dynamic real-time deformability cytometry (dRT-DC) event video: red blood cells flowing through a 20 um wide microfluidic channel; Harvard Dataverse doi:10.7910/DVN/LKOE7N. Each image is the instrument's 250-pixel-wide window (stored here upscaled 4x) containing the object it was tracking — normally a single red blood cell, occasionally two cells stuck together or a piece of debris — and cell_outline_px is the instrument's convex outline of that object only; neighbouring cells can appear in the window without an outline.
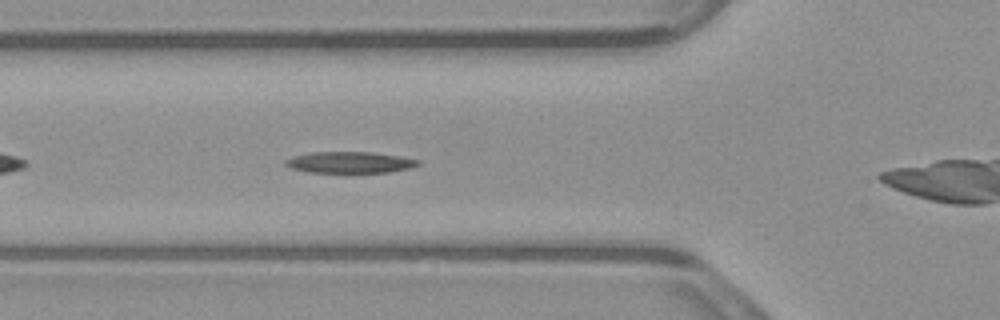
{"species": "common noctule bat (a hibernating species)", "species_latin": "Nyctalus noctula", "temperature_condition": "warm", "stored_images_in_passage": 41, "camera_frame_rate_fps": 3000, "um_per_image_px": 0.085, "animal": {"sex": "male", "body_mass_g": 23.1, "forearm_length_mm": 52.7}, "frame": {"image": 1, "passage_image": 6, "time_ms": 1.667, "image_size_px": [1000, 320], "cell_outline_px": [[420, 164], [412, 168], [388, 172], [308, 172], [292, 168], [284, 164], [284, 160], [292, 156], [312, 152], [372, 152], [400, 156], [420, 160]], "centroid_in_image_um": [29.74, 13.79], "position_along_channel_um": 96.1, "area_um2": 16.47}}
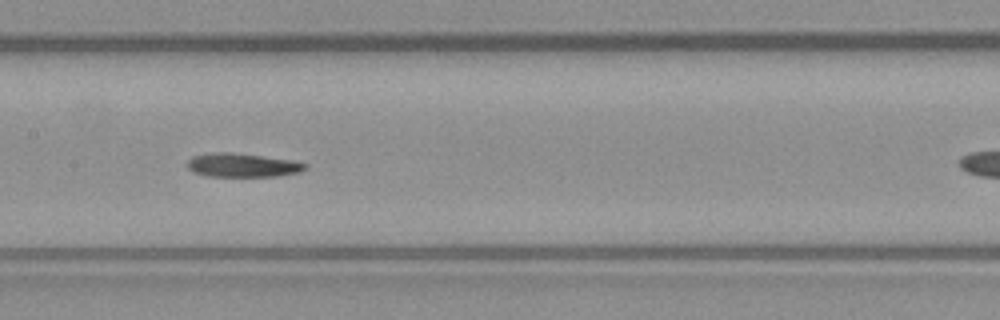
{"frame": {"image": 2, "passage_image": 13, "time_ms": 4.0, "image_size_px": [1000, 320], "cell_outline_px": [[308, 168], [296, 172], [276, 176], [208, 176], [192, 172], [188, 168], [188, 160], [192, 156], [216, 152], [228, 152], [292, 160], [308, 164]], "centroid_in_image_um": [20.58, 14.04], "position_along_channel_um": 186.8, "area_um2": 16.07}}
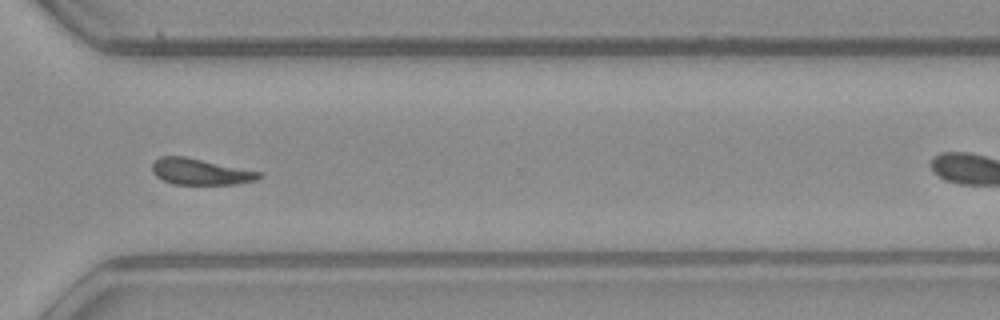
{"frame": {"image": 3, "passage_image": 26, "time_ms": 8.333, "image_size_px": [1000, 320], "cell_outline_px": [[264, 172], [256, 180], [236, 184], [172, 184], [156, 176], [152, 172], [152, 164], [160, 156], [184, 156]], "centroid_in_image_um": [17.04, 14.59], "position_along_channel_um": 353.6, "area_um2": 16.3}, "authors_computed_cell_mechanics": {"area_um2": 16.5886, "velocity_mm_per_s": 3.8634, "shape_relaxation_time_tau1_ms": 4.1097, "shape_relaxation_time_tau2_ms": 3.5442, "deformation_change_tau1": 0.1425, "deformation_change_tau2": 0.1028}}